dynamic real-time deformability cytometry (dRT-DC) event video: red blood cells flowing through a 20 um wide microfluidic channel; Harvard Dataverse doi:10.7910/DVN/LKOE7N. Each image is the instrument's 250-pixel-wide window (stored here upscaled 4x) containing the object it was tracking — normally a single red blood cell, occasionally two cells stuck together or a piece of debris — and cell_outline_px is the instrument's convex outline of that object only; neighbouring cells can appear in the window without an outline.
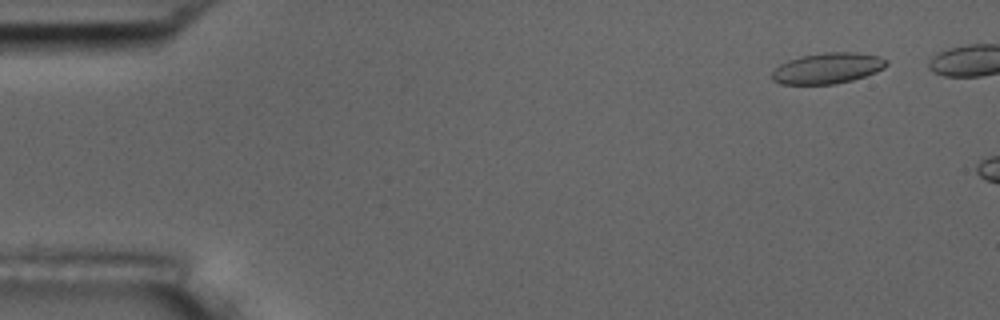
{"species": "common noctule bat (a hibernating species)", "species_latin": "Nyctalus noctula", "temperature_condition": "room temperature", "stored_images_in_passage": 3, "camera_frame_rate_fps": 3000, "um_per_image_px": 0.085, "animal": {"sex": "male", "body_mass_g": 17.5, "forearm_length_mm": 52.3}, "frame": {"image": 1, "passage_image": 1, "time_ms": 0.0, "image_size_px": [1000, 320], "cell_outline_px": [[888, 64], [884, 68], [876, 72], [852, 80], [836, 84], [780, 84], [772, 80], [772, 72], [780, 64], [788, 60], [800, 56], [824, 52], [856, 52], [880, 56], [888, 60]], "centroid_in_image_um": [70.36, 5.79], "position_along_channel_um": 14.6, "area_um2": 20.69}}